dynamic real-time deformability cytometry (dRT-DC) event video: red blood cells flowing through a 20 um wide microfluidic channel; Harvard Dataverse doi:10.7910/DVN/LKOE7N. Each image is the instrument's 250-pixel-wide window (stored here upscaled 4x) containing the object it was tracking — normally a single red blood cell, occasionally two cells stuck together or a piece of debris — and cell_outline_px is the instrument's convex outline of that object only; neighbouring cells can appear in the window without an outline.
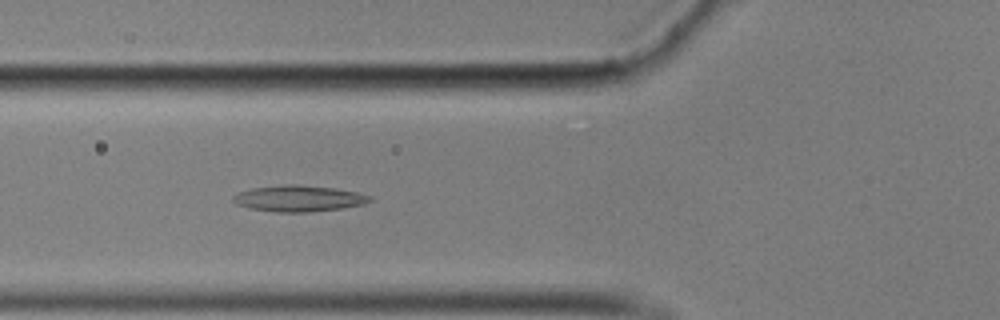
{"species": "common noctule bat (a hibernating species)", "species_latin": "Nyctalus noctula", "temperature_condition": "cold", "stored_images_in_passage": 45, "camera_frame_rate_fps": 3000, "um_per_image_px": 0.085, "animal": {"sex": "male", "body_mass_g": 17.9}, "frame": {"image": 1, "passage_image": 9, "time_ms": 2.667, "image_size_px": [1000, 320], "cell_outline_px": [[372, 200], [364, 204], [340, 208], [308, 212], [276, 212], [248, 208], [236, 204], [232, 200], [232, 196], [240, 192], [252, 188], [288, 184], [296, 184], [336, 188], [356, 192], [372, 196]], "centroid_in_image_um": [25.38, 16.87], "position_along_channel_um": 100.4, "area_um2": 20.81}}
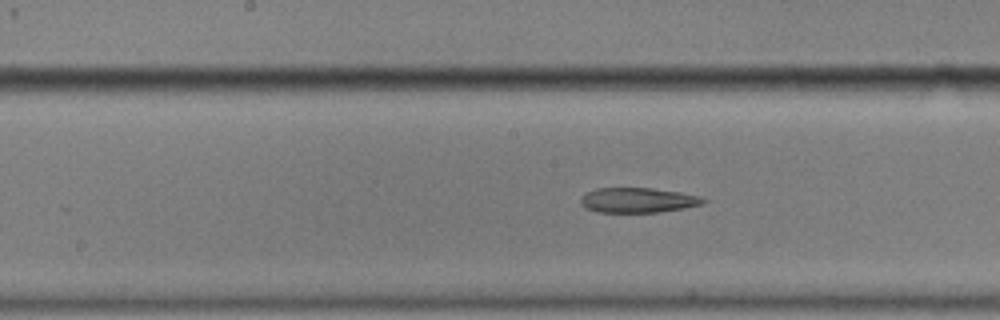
{"frame": {"image": 2, "passage_image": 17, "time_ms": 5.333, "image_size_px": [1000, 320], "cell_outline_px": [[708, 200], [704, 204], [684, 208], [660, 212], [596, 212], [584, 208], [580, 204], [580, 196], [584, 192], [596, 188], [652, 188], [680, 192], [700, 196]], "centroid_in_image_um": [54.18, 17.01], "position_along_channel_um": 194.0, "area_um2": 18.15}}
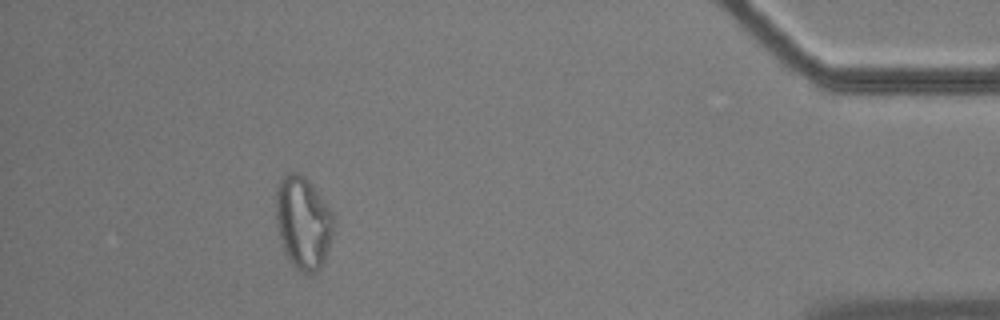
{"frame": {"image": 3, "passage_image": 40, "time_ms": 13.0, "image_size_px": [1000, 320], "cell_outline_px": [[336, 216], [328, 248], [324, 260], [320, 268], [316, 272], [308, 276], [296, 268], [292, 264], [284, 252], [276, 220], [276, 188], [280, 180], [288, 172], [300, 172], [312, 184]], "centroid_in_image_um": [25.77, 18.91], "position_along_channel_um": 409.4, "area_um2": 31.33}, "authors_computed_cell_mechanics": {"area_um2": 20.3456, "velocity_mm_per_s": 3.4861, "shape_relaxation_time_tau1_ms": null, "shape_relaxation_time_tau2_ms": 8.7674, "deformation_change_tau1": null, "deformation_change_tau2": 0.1844}}